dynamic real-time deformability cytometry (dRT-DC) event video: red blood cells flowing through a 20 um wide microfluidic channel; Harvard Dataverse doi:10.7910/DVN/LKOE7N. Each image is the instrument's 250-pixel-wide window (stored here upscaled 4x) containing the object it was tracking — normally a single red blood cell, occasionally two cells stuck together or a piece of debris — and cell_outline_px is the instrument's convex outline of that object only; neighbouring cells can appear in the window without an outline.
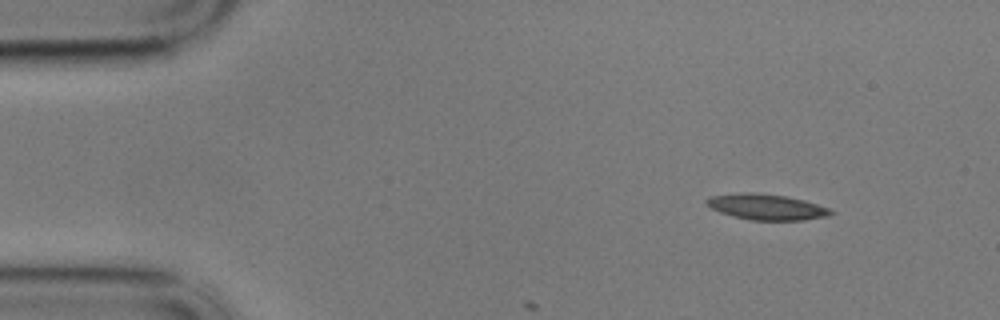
{"species": "common noctule bat (a hibernating species)", "species_latin": "Nyctalus noctula", "temperature_condition": "cold", "stored_images_in_passage": 4, "camera_frame_rate_fps": 3000, "um_per_image_px": 0.085, "animal": {"sex": "male", "body_mass_g": 17.9}, "frame": {"image": 1, "passage_image": 1, "time_ms": 0.0, "image_size_px": [1000, 320], "cell_outline_px": [[836, 212], [828, 216], [804, 220], [752, 220], [732, 216], [720, 212], [712, 208], [704, 200], [712, 196], [740, 192], [756, 192], [784, 196], [804, 200], [828, 208]], "centroid_in_image_um": [65.16, 17.59], "position_along_channel_um": 19.8, "area_um2": 18.55}}